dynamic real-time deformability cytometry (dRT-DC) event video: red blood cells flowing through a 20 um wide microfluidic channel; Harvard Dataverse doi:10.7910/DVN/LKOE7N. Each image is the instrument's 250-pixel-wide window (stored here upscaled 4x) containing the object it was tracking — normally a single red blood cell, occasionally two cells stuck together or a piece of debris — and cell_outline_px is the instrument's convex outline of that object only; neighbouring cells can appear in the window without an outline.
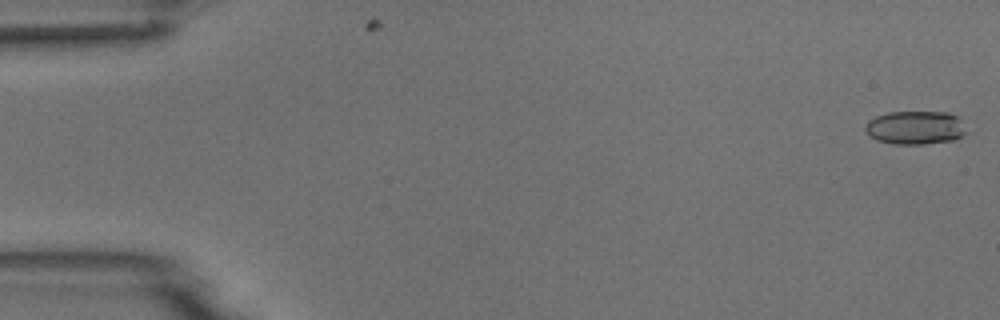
{"species": "common noctule bat (a hibernating species)", "species_latin": "Nyctalus noctula", "temperature_condition": "room temperature", "stored_images_in_passage": 5, "camera_frame_rate_fps": 3000, "um_per_image_px": 0.085, "animal": {"sex": "male", "body_mass_g": 18.8}, "frame": {"image": 1, "passage_image": 1, "time_ms": 0.0, "image_size_px": [1000, 320], "cell_outline_px": [[968, 132], [956, 140], [924, 144], [892, 144], [876, 140], [864, 128], [868, 120], [876, 116], [888, 112], [948, 112], [960, 116]], "centroid_in_image_um": [77.86, 10.85], "position_along_channel_um": 7.1, "area_um2": 20.06}}
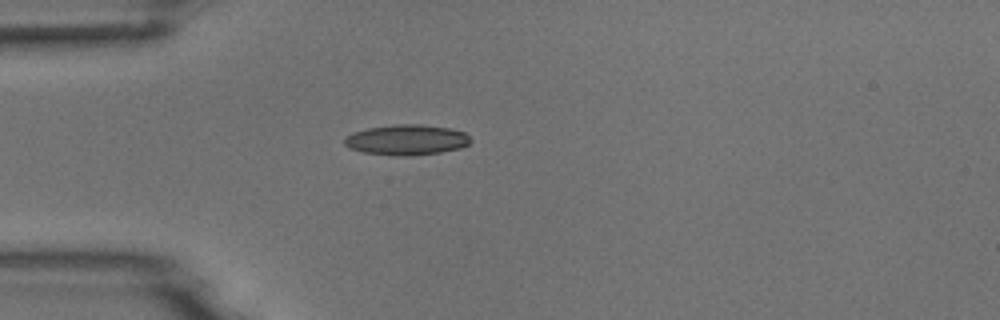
{"frame": {"image": 2, "passage_image": 5, "time_ms": 4.667, "image_size_px": [1000, 320], "cell_outline_px": [[472, 140], [468, 144], [460, 148], [440, 152], [408, 156], [400, 156], [364, 152], [348, 148], [344, 144], [344, 140], [352, 132], [368, 128], [396, 124], [420, 124], [448, 128], [464, 132]], "centroid_in_image_um": [34.55, 11.88], "position_along_channel_um": 50.4, "area_um2": 22.2}}